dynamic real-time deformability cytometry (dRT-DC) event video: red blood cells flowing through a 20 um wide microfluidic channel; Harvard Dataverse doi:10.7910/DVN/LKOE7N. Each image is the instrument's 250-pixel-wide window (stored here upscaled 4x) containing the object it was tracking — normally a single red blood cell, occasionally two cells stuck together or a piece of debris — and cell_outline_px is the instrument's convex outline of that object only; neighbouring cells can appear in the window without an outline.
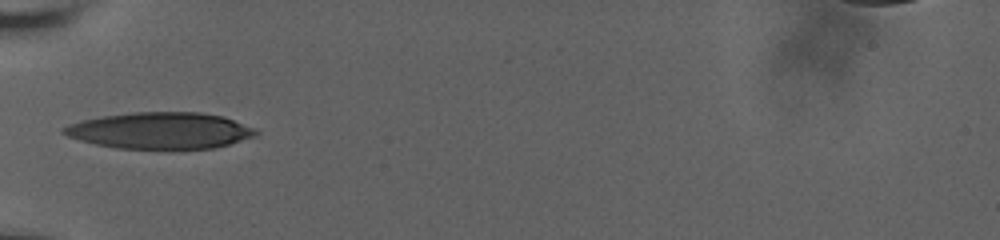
{"species": "human", "species_latin": "Homo sapiens", "temperature_condition": "room temperature", "stored_images_in_passage": 30, "camera_frame_rate_fps": 3000, "um_per_image_px": 0.085, "donor": {"sex": "male"}, "frame": {"image": 1, "passage_image": 1, "time_ms": 0.0, "image_size_px": [1000, 240], "cell_outline_px": [[260, 132], [256, 136], [228, 144], [212, 148], [180, 152], [116, 148], [96, 144], [80, 140], [68, 136], [60, 132], [60, 128], [68, 124], [80, 120], [100, 116], [132, 112], [200, 112], [224, 116], [252, 128]], "centroid_in_image_um": [13.59, 11.14], "position_along_channel_um": 71.4, "area_um2": 42.08}}
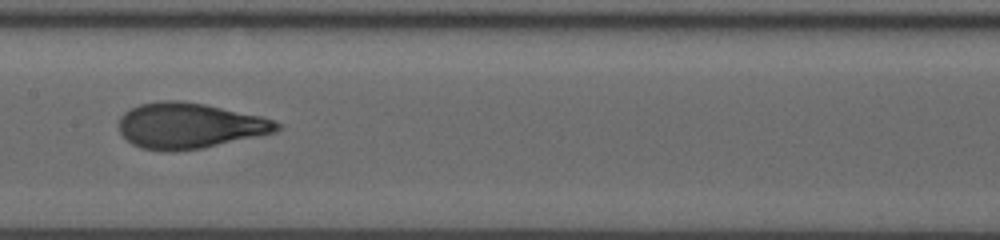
{"frame": {"image": 2, "passage_image": 11, "time_ms": 3.333, "image_size_px": [1000, 240], "cell_outline_px": [[284, 128], [276, 132], [204, 148], [176, 152], [164, 152], [140, 148], [132, 144], [120, 132], [120, 116], [124, 112], [140, 104], [160, 100], [180, 100], [204, 104], [260, 116], [284, 124]], "centroid_in_image_um": [16.12, 10.7], "position_along_channel_um": 191.3, "area_um2": 42.31}}
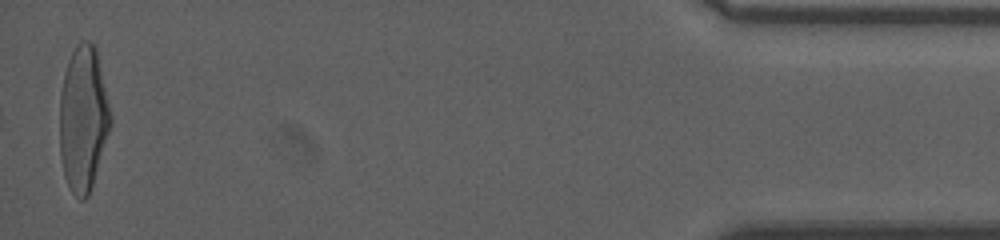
{"frame": {"image": 3, "passage_image": 30, "time_ms": 12.0, "image_size_px": [1000, 240], "cell_outline_px": [[112, 124], [88, 196], [84, 200], [80, 200], [72, 192], [64, 176], [60, 156], [60, 92], [64, 72], [68, 60], [76, 44], [80, 40], [88, 40], [96, 48], [112, 116]], "centroid_in_image_um": [7.07, 10.06], "position_along_channel_um": 428.1, "area_um2": 43.18}, "authors_computed_cell_mechanics": {"area_um2": 41.4426, "velocity_mm_per_s": 3.6448, "shape_relaxation_time_tau1_ms": 4.9614, "shape_relaxation_time_tau2_ms": 0.8943, "deformation_change_tau1": 0.2335, "deformation_change_tau2": 0.0851}}